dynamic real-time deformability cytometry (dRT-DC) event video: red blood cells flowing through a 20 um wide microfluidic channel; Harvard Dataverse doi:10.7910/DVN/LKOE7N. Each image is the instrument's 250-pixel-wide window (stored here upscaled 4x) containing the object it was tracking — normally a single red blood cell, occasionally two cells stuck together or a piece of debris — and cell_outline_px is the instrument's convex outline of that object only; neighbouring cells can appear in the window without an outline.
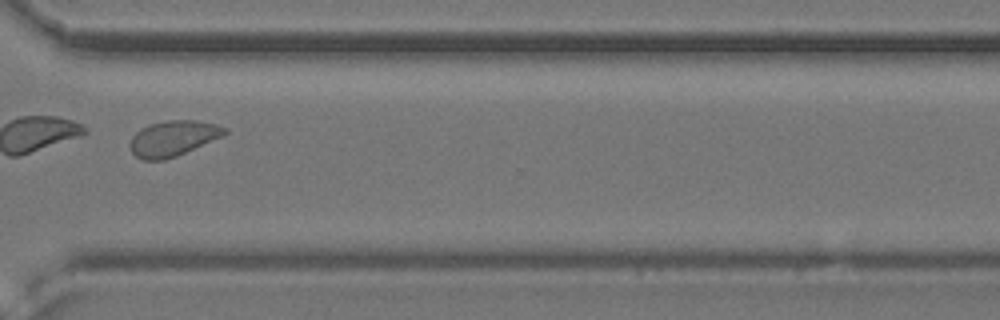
{"species": "common noctule bat (a hibernating species)", "species_latin": "Nyctalus noctula", "temperature_condition": "cold", "stored_images_in_passage": 34, "camera_frame_rate_fps": 3000, "um_per_image_px": 0.085, "animal": {"sex": "female", "body_mass_g": 24.6, "forearm_length_mm": 56.2}, "frame": {"image": 1, "passage_image": 28, "time_ms": 9.0, "image_size_px": [1000, 320], "cell_outline_px": [[228, 132], [224, 136], [176, 156], [164, 160], [144, 160], [136, 156], [132, 152], [128, 144], [132, 136], [140, 128], [148, 124], [168, 120], [196, 120], [216, 124], [228, 128]], "centroid_in_image_um": [14.71, 11.75], "position_along_channel_um": 355.9, "area_um2": 19.77}}